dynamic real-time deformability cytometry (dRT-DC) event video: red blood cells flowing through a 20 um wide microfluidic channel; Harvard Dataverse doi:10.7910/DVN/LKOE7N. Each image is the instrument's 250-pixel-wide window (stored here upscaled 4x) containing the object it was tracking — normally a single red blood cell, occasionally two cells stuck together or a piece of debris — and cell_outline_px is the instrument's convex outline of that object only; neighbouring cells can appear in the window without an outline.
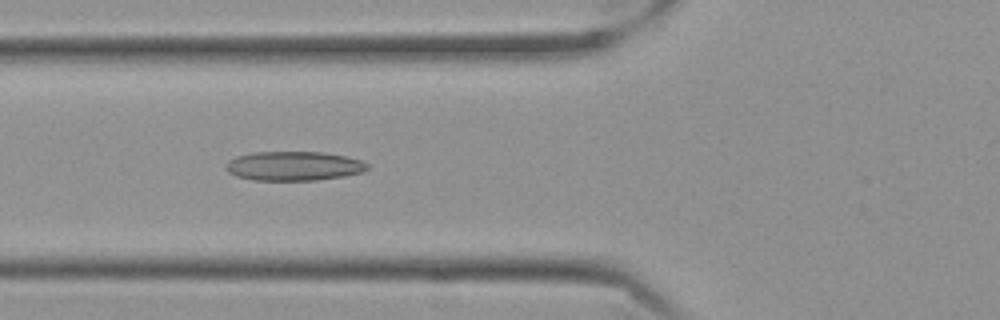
{"species": "Egyptian fruit bat (a non-hibernating species)", "species_latin": "Rousettus aegyptiacus", "temperature_condition": "cold", "stored_images_in_passage": 40, "camera_frame_rate_fps": 3000, "um_per_image_px": 0.085, "frame": {"image": 1, "passage_image": 4, "time_ms": 1.0, "image_size_px": [1000, 320], "cell_outline_px": [[368, 168], [364, 172], [344, 176], [316, 180], [252, 180], [236, 176], [228, 172], [228, 160], [236, 156], [252, 152], [324, 152], [348, 156], [360, 160], [368, 164]], "centroid_in_image_um": [25.0, 14.1], "position_along_channel_um": 100.8, "area_um2": 24.16}}
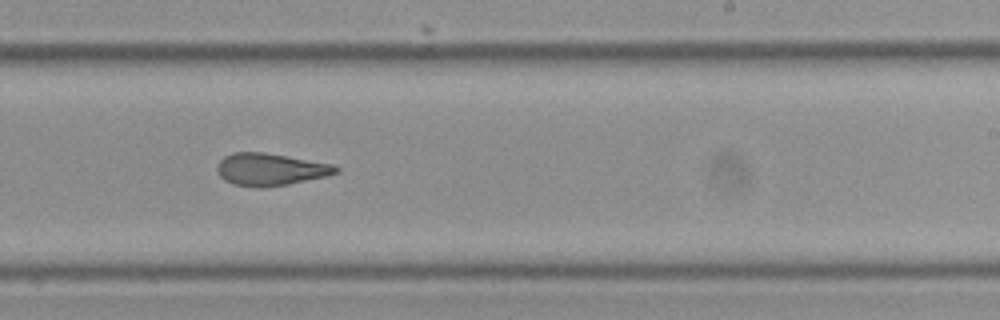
{"frame": {"image": 2, "passage_image": 18, "time_ms": 5.667, "image_size_px": [1000, 320], "cell_outline_px": [[340, 172], [328, 176], [288, 184], [260, 188], [256, 188], [232, 184], [224, 180], [220, 176], [216, 168], [216, 164], [224, 156], [232, 152], [264, 152], [332, 164], [340, 168]], "centroid_in_image_um": [22.96, 14.4], "position_along_channel_um": 266.0, "area_um2": 22.54}}
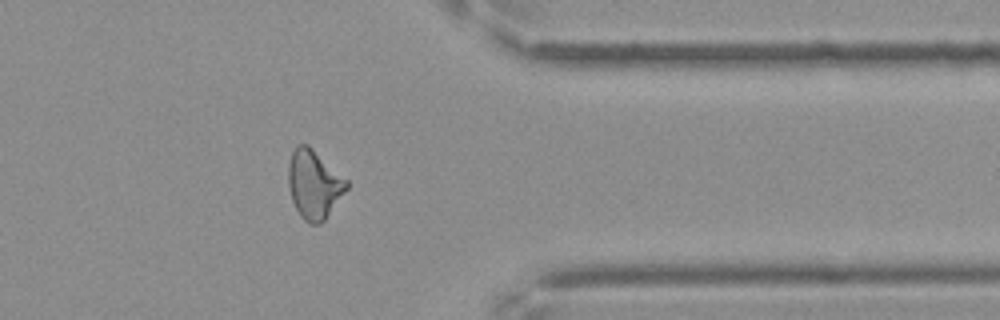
{"frame": {"image": 3, "passage_image": 29, "time_ms": 9.333, "image_size_px": [1000, 320], "cell_outline_px": [[348, 188], [324, 220], [320, 224], [308, 224], [300, 216], [292, 200], [288, 184], [288, 164], [292, 152], [296, 144], [308, 144], [348, 180]], "centroid_in_image_um": [26.68, 15.66], "position_along_channel_um": 384.7, "area_um2": 23.35}, "authors_computed_cell_mechanics": {"area_um2": 22.542, "velocity_mm_per_s": 3.5263, "shape_relaxation_time_tau1_ms": null, "shape_relaxation_time_tau2_ms": 2.6711, "deformation_change_tau1": null, "deformation_change_tau2": 0.114}}